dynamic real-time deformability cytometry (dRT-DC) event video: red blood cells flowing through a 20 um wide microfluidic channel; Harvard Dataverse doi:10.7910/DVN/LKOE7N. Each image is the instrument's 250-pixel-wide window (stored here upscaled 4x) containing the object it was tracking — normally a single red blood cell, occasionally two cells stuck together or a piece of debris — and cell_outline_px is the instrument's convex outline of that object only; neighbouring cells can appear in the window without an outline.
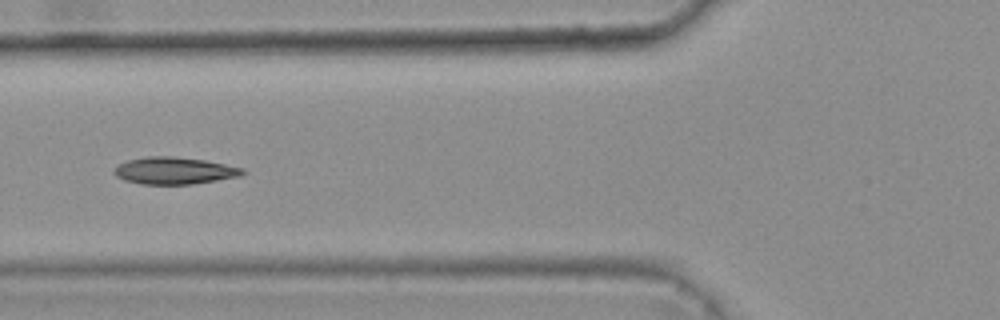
{"species": "common noctule bat (a hibernating species)", "species_latin": "Nyctalus noctula", "temperature_condition": "warm", "stored_images_in_passage": 8, "camera_frame_rate_fps": 3000, "um_per_image_px": 0.085, "animal": {"sex": "female", "body_mass_g": 25.1}, "frame": {"image": 1, "passage_image": 5, "time_ms": 1.333, "image_size_px": [1000, 320], "cell_outline_px": [[248, 172], [240, 176], [192, 184], [140, 184], [124, 180], [116, 176], [112, 172], [112, 168], [116, 164], [128, 160], [148, 156], [172, 156], [204, 160], [244, 168]], "centroid_in_image_um": [14.78, 14.5], "position_along_channel_um": 111.0, "area_um2": 20.4}}
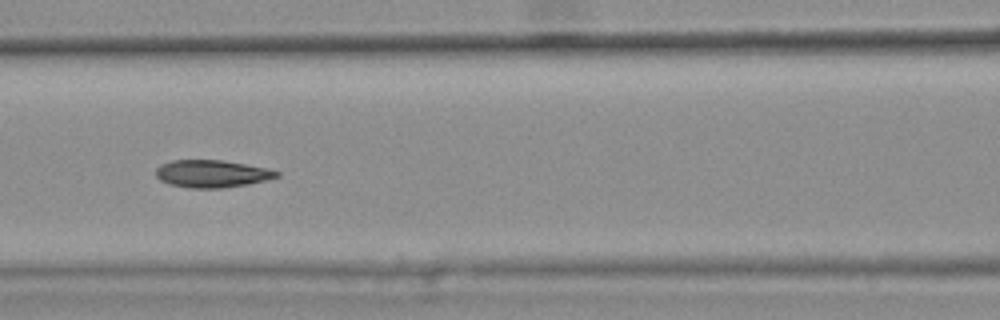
{"frame": {"image": 2, "passage_image": 6, "time_ms": 1.667, "image_size_px": [1000, 320], "cell_outline_px": [[280, 176], [248, 184], [224, 188], [188, 188], [168, 184], [160, 180], [156, 176], [156, 168], [160, 164], [172, 160], [224, 160], [268, 168], [280, 172]], "centroid_in_image_um": [17.99, 14.76], "position_along_channel_um": 148.6, "area_um2": 19.48}}